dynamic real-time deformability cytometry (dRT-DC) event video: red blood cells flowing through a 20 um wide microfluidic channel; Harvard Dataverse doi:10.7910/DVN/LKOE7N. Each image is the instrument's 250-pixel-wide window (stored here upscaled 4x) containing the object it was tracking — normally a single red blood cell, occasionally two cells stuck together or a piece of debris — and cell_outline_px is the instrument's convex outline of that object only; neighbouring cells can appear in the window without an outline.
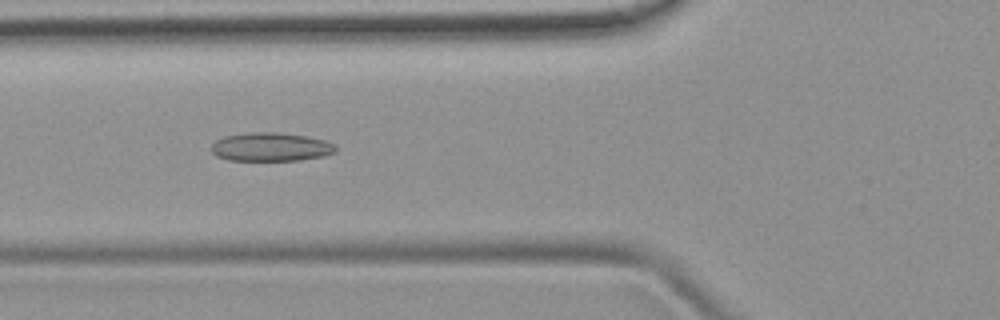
{"species": "common noctule bat (a hibernating species)", "species_latin": "Nyctalus noctula", "temperature_condition": "room temperature", "stored_images_in_passage": 48, "camera_frame_rate_fps": 3000, "um_per_image_px": 0.085, "animal": {"sex": "female", "body_mass_g": 19.9}, "frame": {"image": 1, "passage_image": 18, "time_ms": 5.667, "image_size_px": [1000, 320], "cell_outline_px": [[336, 152], [324, 156], [300, 160], [228, 160], [216, 156], [212, 152], [212, 144], [216, 140], [224, 136], [252, 132], [280, 132], [308, 136], [324, 140], [336, 144]], "centroid_in_image_um": [23.04, 12.48], "position_along_channel_um": 102.8, "area_um2": 20.87}}
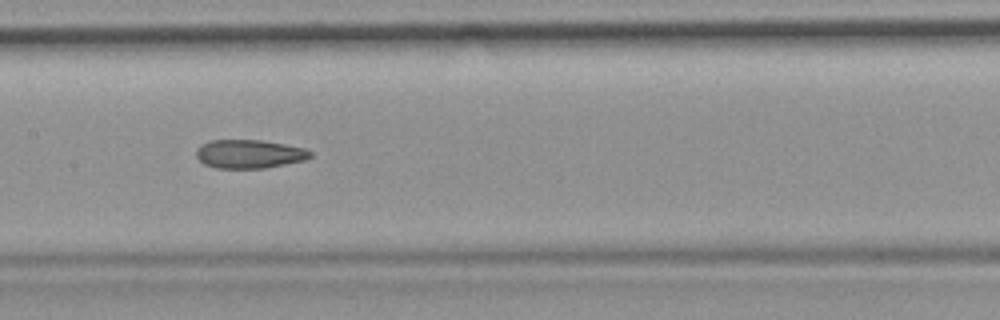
{"frame": {"image": 2, "passage_image": 24, "time_ms": 7.667, "image_size_px": [1000, 320], "cell_outline_px": [[312, 156], [304, 160], [264, 168], [216, 168], [204, 164], [196, 156], [196, 148], [200, 144], [208, 140], [264, 140], [304, 148], [312, 152]], "centroid_in_image_um": [21.15, 13.08], "position_along_channel_um": 186.2, "area_um2": 19.07}}
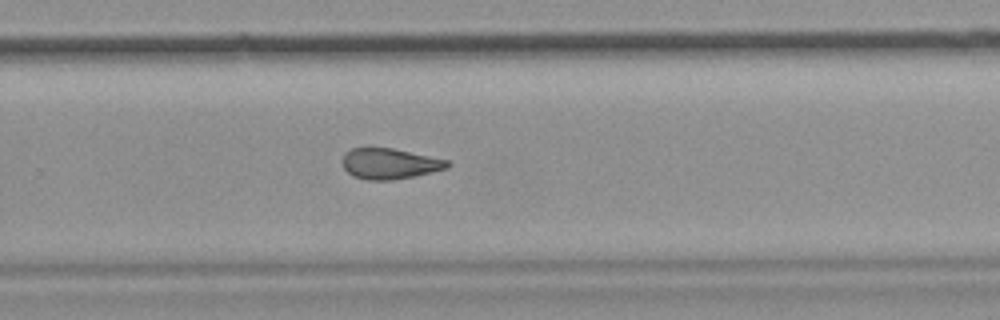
{"frame": {"image": 3, "passage_image": 32, "time_ms": 10.333, "image_size_px": [1000, 320], "cell_outline_px": [[452, 164], [448, 168], [416, 176], [392, 180], [368, 180], [352, 176], [344, 168], [344, 152], [352, 148], [368, 144], [392, 148], [448, 160]], "centroid_in_image_um": [33.1, 13.88], "position_along_channel_um": 296.7, "area_um2": 19.31}}